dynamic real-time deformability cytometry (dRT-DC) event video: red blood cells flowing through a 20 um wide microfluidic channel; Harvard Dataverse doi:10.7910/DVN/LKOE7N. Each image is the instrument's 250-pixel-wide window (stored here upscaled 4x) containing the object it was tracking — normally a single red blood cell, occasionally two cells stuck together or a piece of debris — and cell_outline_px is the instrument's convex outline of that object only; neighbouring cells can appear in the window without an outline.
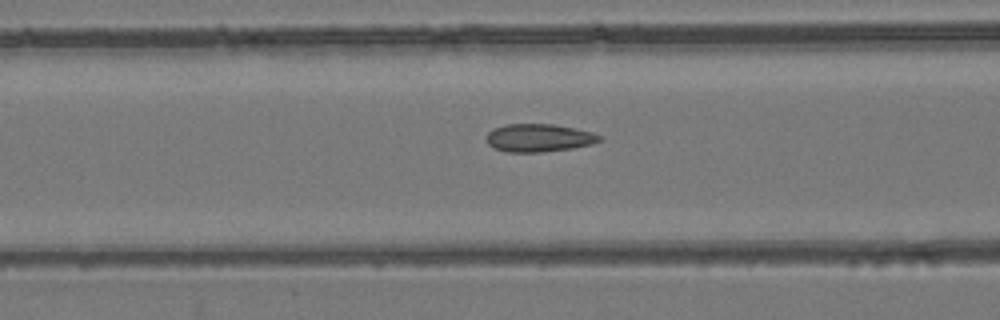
{"species": "common noctule bat (a hibernating species)", "species_latin": "Nyctalus noctula", "temperature_condition": "room temperature", "stored_images_in_passage": 55, "camera_frame_rate_fps": 3000, "um_per_image_px": 0.085, "animal": {"sex": "female", "body_mass_g": 24.6, "forearm_length_mm": 56.2}, "frame": {"image": 1, "passage_image": 23, "time_ms": 7.333, "image_size_px": [1000, 320], "cell_outline_px": [[604, 140], [592, 144], [572, 148], [544, 152], [504, 152], [492, 148], [488, 144], [488, 132], [492, 128], [504, 124], [556, 124], [576, 128], [592, 132], [604, 136]], "centroid_in_image_um": [45.84, 11.71], "position_along_channel_um": 120.8, "area_um2": 18.79}}
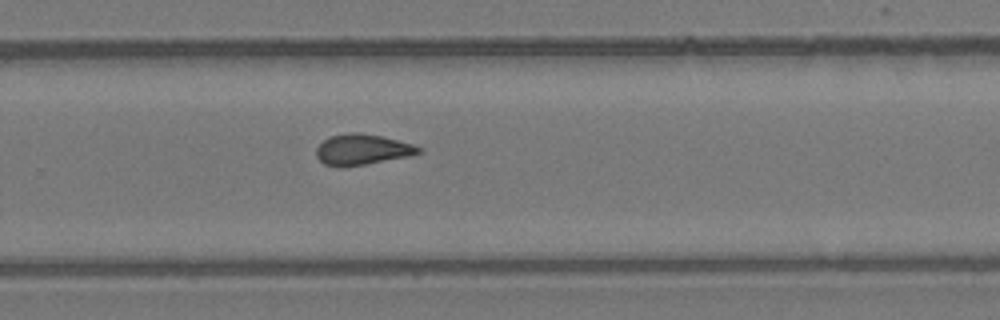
{"frame": {"image": 2, "passage_image": 37, "time_ms": 12.0, "image_size_px": [1000, 320], "cell_outline_px": [[424, 148], [420, 152], [412, 156], [340, 168], [324, 164], [316, 156], [316, 148], [328, 136], [352, 132], [356, 132], [384, 136], [412, 144]], "centroid_in_image_um": [30.79, 12.71], "position_along_channel_um": 299.0, "area_um2": 18.5}}
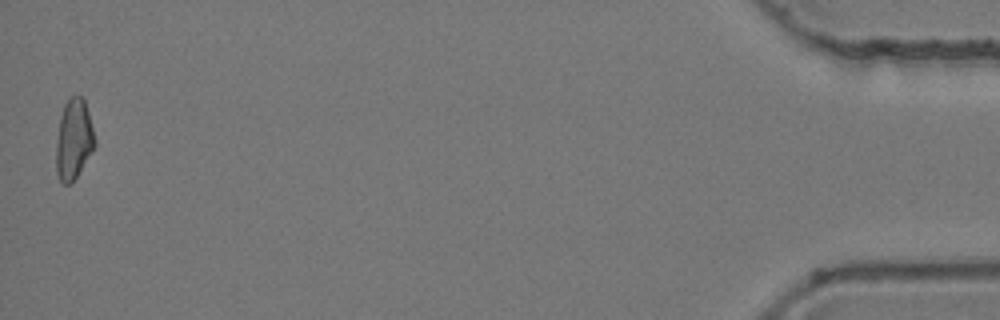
{"frame": {"image": 3, "passage_image": 55, "time_ms": 18.0, "image_size_px": [1000, 320], "cell_outline_px": [[96, 144], [76, 176], [68, 184], [64, 184], [60, 180], [56, 172], [56, 144], [60, 116], [64, 104], [68, 96], [76, 92], [84, 100], [88, 112], [96, 140]], "centroid_in_image_um": [6.25, 11.77], "position_along_channel_um": 428.9, "area_um2": 18.03}, "authors_computed_cell_mechanics": {"area_um2": 18.2648, "velocity_mm_per_s": 3.8243, "shape_relaxation_time_tau1_ms": null, "shape_relaxation_time_tau2_ms": 2.4374, "deformation_change_tau1": null, "deformation_change_tau2": 0.0788}}